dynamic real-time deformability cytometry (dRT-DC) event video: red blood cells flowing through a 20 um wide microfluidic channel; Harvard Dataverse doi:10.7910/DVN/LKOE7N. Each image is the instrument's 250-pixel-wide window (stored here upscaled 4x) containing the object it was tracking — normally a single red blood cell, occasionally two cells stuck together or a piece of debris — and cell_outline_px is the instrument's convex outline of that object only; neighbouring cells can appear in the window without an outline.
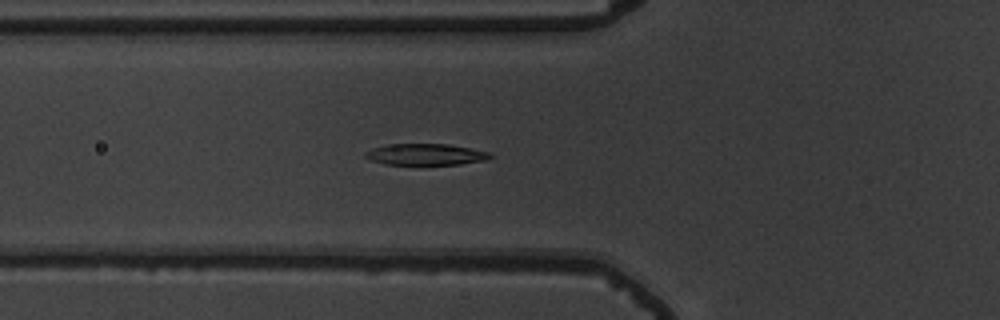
{"species": "common noctule bat (a hibernating species)", "species_latin": "Nyctalus noctula", "temperature_condition": "warm", "stored_images_in_passage": 41, "camera_frame_rate_fps": 3000, "um_per_image_px": 0.085, "animal": {"sex": "male", "body_mass_g": 19.5, "forearm_length_mm": 54.6}, "frame": {"image": 1, "passage_image": 6, "time_ms": 1.667, "image_size_px": [1000, 320], "cell_outline_px": [[492, 156], [488, 160], [460, 164], [384, 164], [372, 160], [364, 156], [364, 152], [372, 148], [388, 144], [448, 144], [488, 152]], "centroid_in_image_um": [36.16, 13.12], "position_along_channel_um": 89.6, "area_um2": 15.37}}
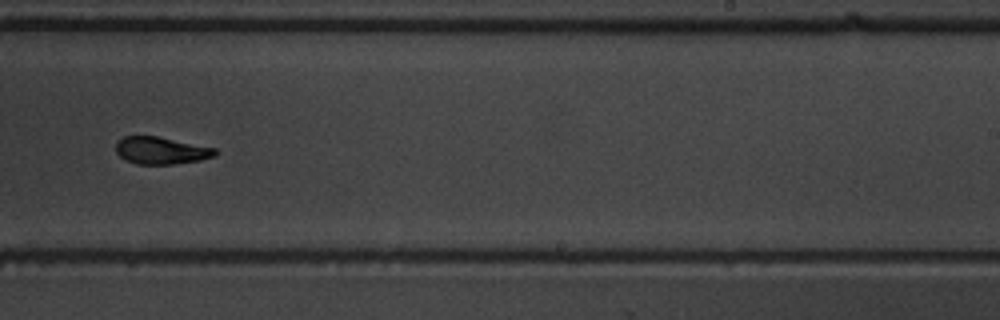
{"frame": {"image": 2, "passage_image": 21, "time_ms": 6.667, "image_size_px": [1000, 320], "cell_outline_px": [[216, 156], [200, 160], [172, 164], [136, 164], [120, 156], [116, 152], [116, 144], [124, 136], [156, 136], [216, 148]], "centroid_in_image_um": [13.7, 12.79], "position_along_channel_um": 275.3, "area_um2": 15.55}}
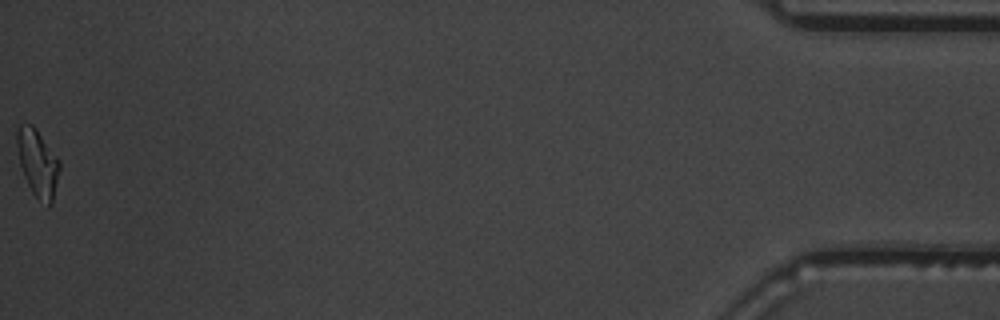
{"frame": {"image": 3, "passage_image": 41, "time_ms": 13.333, "image_size_px": [1000, 320], "cell_outline_px": [[60, 168], [52, 204], [48, 208], [32, 192], [24, 176], [20, 164], [16, 144], [16, 132], [20, 124], [32, 124], [36, 128], [60, 160]], "centroid_in_image_um": [3.21, 13.85], "position_along_channel_um": 432.0, "area_um2": 16.76}, "authors_computed_cell_mechanics": {"area_um2": 16.2996, "velocity_mm_per_s": 3.7141, "shape_relaxation_time_tau1_ms": 4.6679, "shape_relaxation_time_tau2_ms": 2.6818, "deformation_change_tau1": 0.1983, "deformation_change_tau2": 0.0975}}